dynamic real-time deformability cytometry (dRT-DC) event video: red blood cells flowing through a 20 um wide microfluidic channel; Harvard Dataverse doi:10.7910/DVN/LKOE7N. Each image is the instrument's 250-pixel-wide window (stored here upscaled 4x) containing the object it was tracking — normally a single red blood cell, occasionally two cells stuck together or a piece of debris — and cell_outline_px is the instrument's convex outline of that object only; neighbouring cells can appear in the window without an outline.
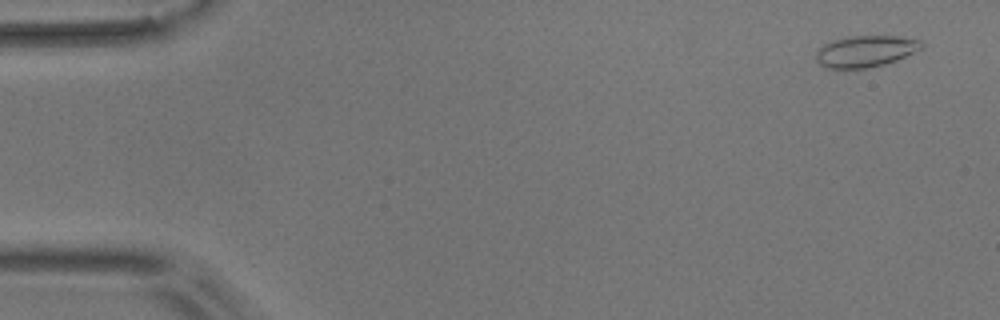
{"species": "common noctule bat (a hibernating species)", "species_latin": "Nyctalus noctula", "temperature_condition": "room temperature", "stored_images_in_passage": 6, "camera_frame_rate_fps": 3000, "um_per_image_px": 0.085, "animal": {"sex": "male", "body_mass_g": 17.9}, "frame": {"image": 1, "passage_image": 1, "time_ms": 0.0, "image_size_px": [1000, 320], "cell_outline_px": [[924, 48], [896, 60], [884, 64], [868, 68], [828, 68], [820, 64], [816, 60], [816, 48], [832, 40], [852, 36], [896, 36], [920, 40], [924, 44]], "centroid_in_image_um": [73.56, 4.35], "position_along_channel_um": 11.4, "area_um2": 19.36}}
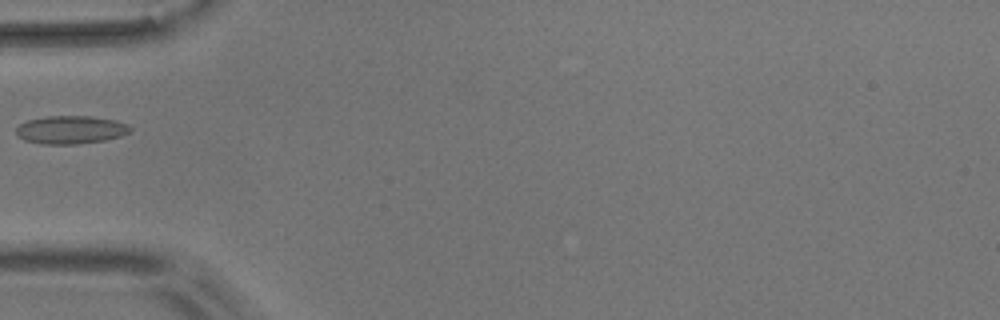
{"frame": {"image": 2, "passage_image": 5, "time_ms": 5.333, "image_size_px": [1000, 320], "cell_outline_px": [[132, 128], [128, 132], [120, 136], [104, 140], [76, 144], [40, 144], [24, 140], [16, 136], [16, 128], [20, 124], [28, 120], [44, 116], [92, 116], [116, 120], [128, 124]], "centroid_in_image_um": [5.98, 11.03], "position_along_channel_um": 79.0, "area_um2": 18.79}}
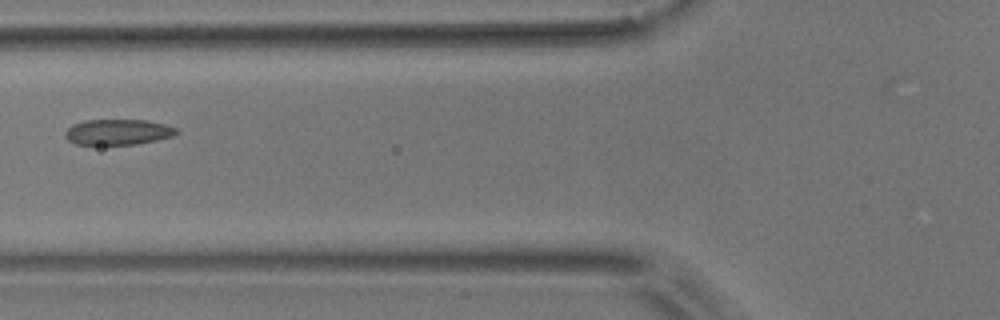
{"frame": {"image": 3, "passage_image": 6, "time_ms": 6.333, "image_size_px": [1000, 320], "cell_outline_px": [[180, 132], [172, 136], [156, 140], [136, 144], [76, 144], [68, 140], [64, 136], [64, 132], [72, 124], [84, 120], [148, 120], [164, 124], [176, 128]], "centroid_in_image_um": [10.01, 11.21], "position_along_channel_um": 115.8, "area_um2": 16.59}}